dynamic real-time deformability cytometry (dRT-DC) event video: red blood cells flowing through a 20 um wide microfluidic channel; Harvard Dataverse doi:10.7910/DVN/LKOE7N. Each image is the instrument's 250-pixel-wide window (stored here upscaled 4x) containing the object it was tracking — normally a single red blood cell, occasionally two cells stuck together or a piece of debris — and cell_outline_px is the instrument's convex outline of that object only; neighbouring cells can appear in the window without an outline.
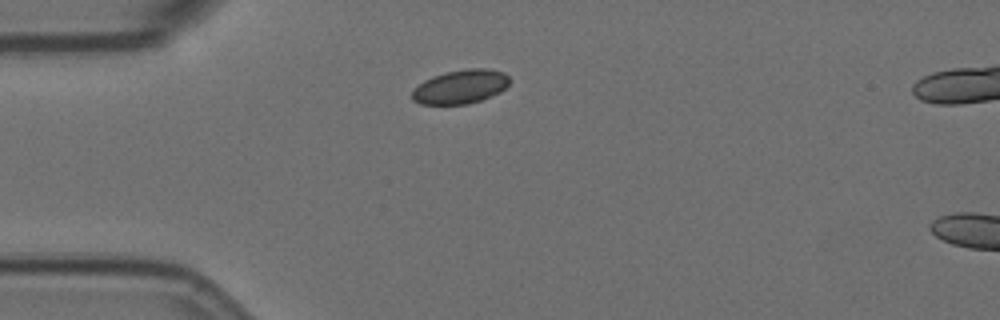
{"species": "Egyptian fruit bat (a non-hibernating species)", "species_latin": "Rousettus aegyptiacus", "temperature_condition": "room temperature", "stored_images_in_passage": 43, "camera_frame_rate_fps": 3000, "um_per_image_px": 0.085, "animal": {"sex": "female"}, "frame": {"image": 1, "passage_image": 1, "time_ms": 0.0, "image_size_px": [1000, 320], "cell_outline_px": [[512, 80], [500, 92], [480, 100], [468, 104], [420, 104], [412, 100], [408, 96], [424, 80], [432, 76], [444, 72], [464, 68], [488, 68], [504, 72]], "centroid_in_image_um": [39.13, 7.36], "position_along_channel_um": 45.9, "area_um2": 19.48}}
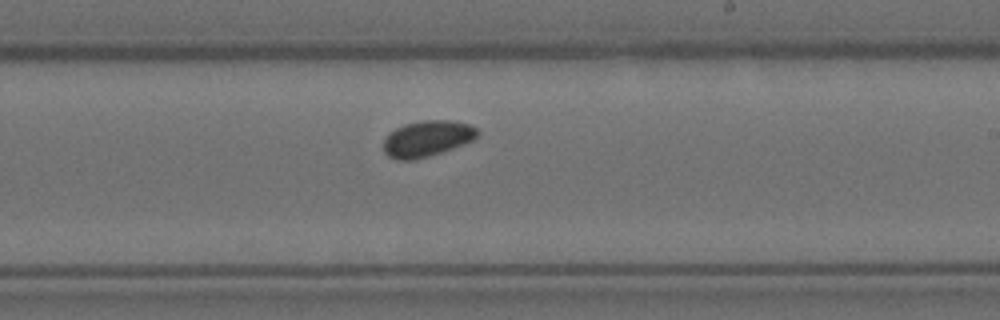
{"frame": {"image": 2, "passage_image": 20, "time_ms": 6.333, "image_size_px": [1000, 320], "cell_outline_px": [[480, 132], [472, 140], [452, 148], [416, 160], [396, 160], [388, 156], [384, 152], [384, 140], [388, 132], [404, 124], [420, 120], [452, 120], [472, 124]], "centroid_in_image_um": [36.28, 11.77], "position_along_channel_um": 252.7, "area_um2": 19.83}}
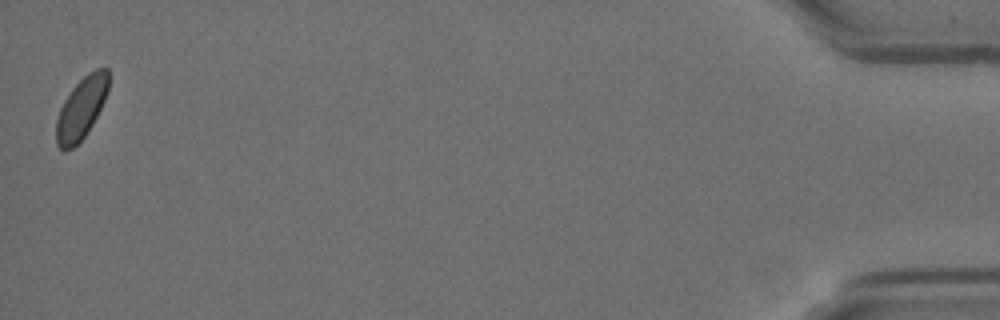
{"frame": {"image": 3, "passage_image": 43, "time_ms": 14.0, "image_size_px": [1000, 320], "cell_outline_px": [[108, 88], [104, 100], [92, 124], [84, 136], [72, 148], [64, 152], [56, 144], [56, 120], [60, 108], [64, 100], [72, 88], [88, 72], [96, 68], [108, 68]], "centroid_in_image_um": [6.89, 9.2], "position_along_channel_um": 428.3, "area_um2": 18.55}}